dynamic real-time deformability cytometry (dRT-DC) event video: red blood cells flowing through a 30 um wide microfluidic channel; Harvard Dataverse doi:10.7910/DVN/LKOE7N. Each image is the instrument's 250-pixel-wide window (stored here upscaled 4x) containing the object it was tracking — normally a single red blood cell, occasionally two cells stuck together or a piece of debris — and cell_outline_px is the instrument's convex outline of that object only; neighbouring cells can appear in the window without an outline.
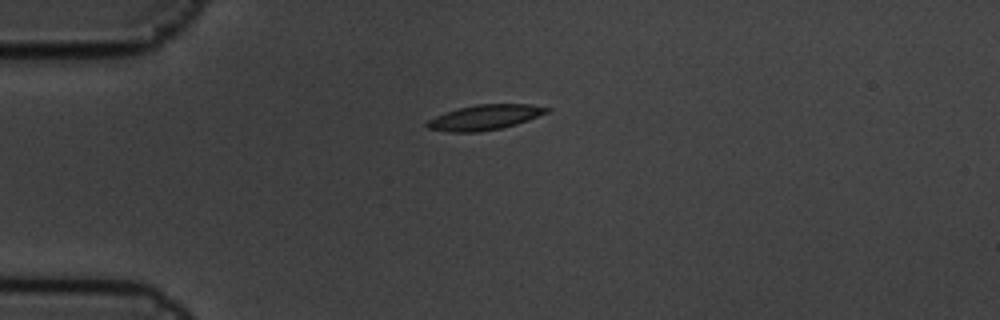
{"species": "common noctule bat (a hibernating species)", "species_latin": "Nyctalus noctula", "temperature_condition": "cold", "stored_images_in_passage": 2, "camera_frame_rate_fps": 3000, "um_per_image_px": 0.085, "animal": {"sex": "male", "body_mass_g": 19.5, "forearm_length_mm": 54.6}, "frame": {"image": 1, "passage_image": 1, "time_ms": 0.0, "image_size_px": [1000, 320], "cell_outline_px": [[552, 108], [548, 112], [528, 120], [516, 124], [500, 128], [476, 132], [448, 132], [428, 128], [424, 124], [428, 120], [444, 112], [456, 108], [476, 104], [528, 104]], "centroid_in_image_um": [41.18, 9.96], "position_along_channel_um": 43.8, "area_um2": 17.51}}